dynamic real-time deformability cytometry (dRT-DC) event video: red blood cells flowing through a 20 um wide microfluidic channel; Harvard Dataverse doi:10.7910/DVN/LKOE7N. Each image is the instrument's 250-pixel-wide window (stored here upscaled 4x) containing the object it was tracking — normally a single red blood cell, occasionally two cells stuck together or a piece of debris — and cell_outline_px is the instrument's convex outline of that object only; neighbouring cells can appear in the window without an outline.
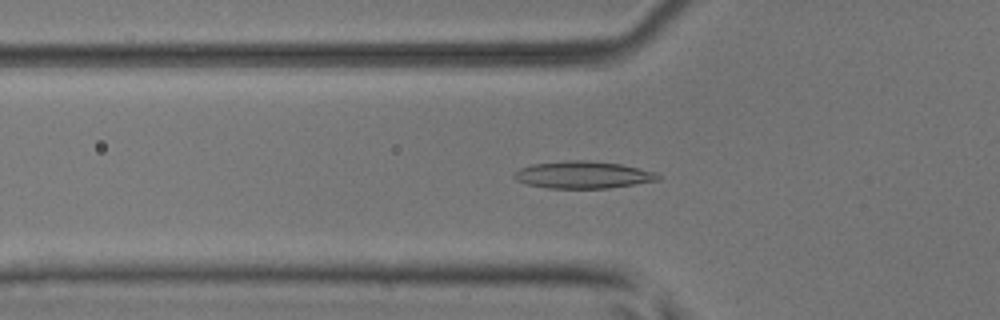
{"species": "common noctule bat (a hibernating species)", "species_latin": "Nyctalus noctula", "temperature_condition": "room temperature", "stored_images_in_passage": 45, "camera_frame_rate_fps": 3000, "um_per_image_px": 0.085, "animal": {"sex": "male", "body_mass_g": 17.9, "forearm_length_mm": 54.2}, "frame": {"image": 1, "passage_image": 17, "time_ms": 5.333, "image_size_px": [1000, 320], "cell_outline_px": [[660, 180], [608, 188], [548, 188], [528, 184], [516, 180], [512, 176], [520, 168], [532, 164], [568, 160], [584, 160], [620, 164], [656, 172], [660, 176]], "centroid_in_image_um": [49.55, 14.86], "position_along_channel_um": 76.2, "area_um2": 22.6}}
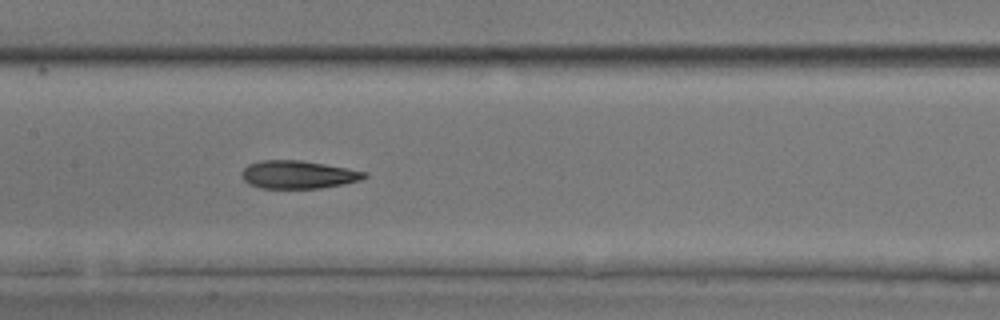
{"frame": {"image": 2, "passage_image": 25, "time_ms": 8.0, "image_size_px": [1000, 320], "cell_outline_px": [[368, 176], [360, 180], [344, 184], [320, 188], [260, 188], [248, 184], [240, 176], [240, 172], [248, 164], [260, 160], [300, 160], [348, 168], [368, 172]], "centroid_in_image_um": [25.32, 14.84], "position_along_channel_um": 182.1, "area_um2": 20.17}}
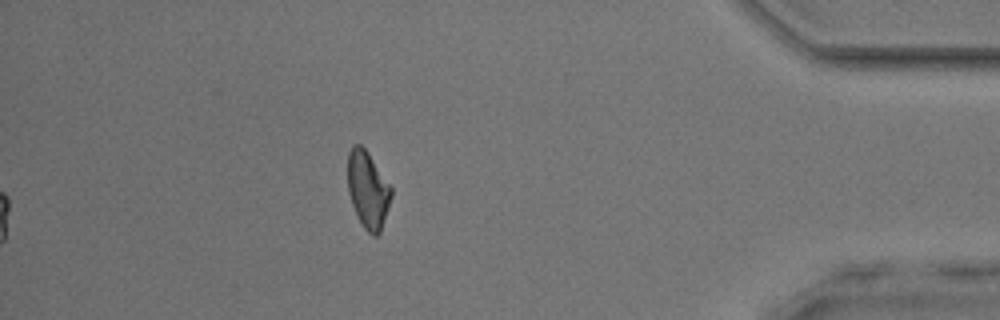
{"frame": {"image": 3, "passage_image": 45, "time_ms": 14.667, "image_size_px": [1000, 320], "cell_outline_px": [[392, 196], [380, 232], [376, 236], [372, 236], [364, 228], [352, 204], [348, 192], [348, 152], [352, 144], [360, 144], [368, 152], [392, 188]], "centroid_in_image_um": [31.26, 16.11], "position_along_channel_um": 403.9, "area_um2": 19.36}, "authors_computed_cell_mechanics": {"area_um2": 20.6924, "velocity_mm_per_s": 3.9612, "shape_relaxation_time_tau1_ms": null, "shape_relaxation_time_tau2_ms": 2.7857, "deformation_change_tau1": null, "deformation_change_tau2": 0.0988}}